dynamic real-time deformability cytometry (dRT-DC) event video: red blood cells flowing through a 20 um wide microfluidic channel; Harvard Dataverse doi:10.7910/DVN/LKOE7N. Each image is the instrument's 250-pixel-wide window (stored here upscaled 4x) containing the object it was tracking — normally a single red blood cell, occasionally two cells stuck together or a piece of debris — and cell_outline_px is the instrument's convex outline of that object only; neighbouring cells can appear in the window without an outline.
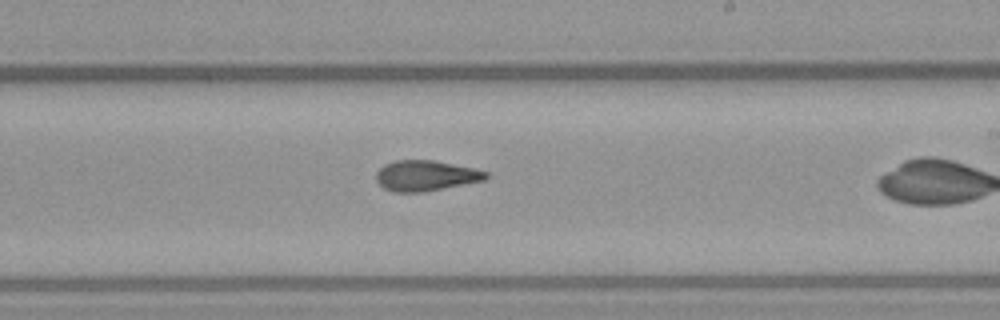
{"species": "common noctule bat (a hibernating species)", "species_latin": "Nyctalus noctula", "temperature_condition": "warm", "stored_images_in_passage": 37, "camera_frame_rate_fps": 3000, "um_per_image_px": 0.085, "animal": {"sex": "female", "body_mass_g": 21.9}, "frame": {"image": 1, "passage_image": 27, "time_ms": 8.667, "image_size_px": [1000, 320], "cell_outline_px": [[488, 176], [484, 180], [424, 192], [392, 192], [384, 188], [376, 180], [376, 172], [384, 164], [396, 160], [432, 160], [472, 168], [488, 172]], "centroid_in_image_um": [36.15, 14.93], "position_along_channel_um": 252.9, "area_um2": 19.36}}
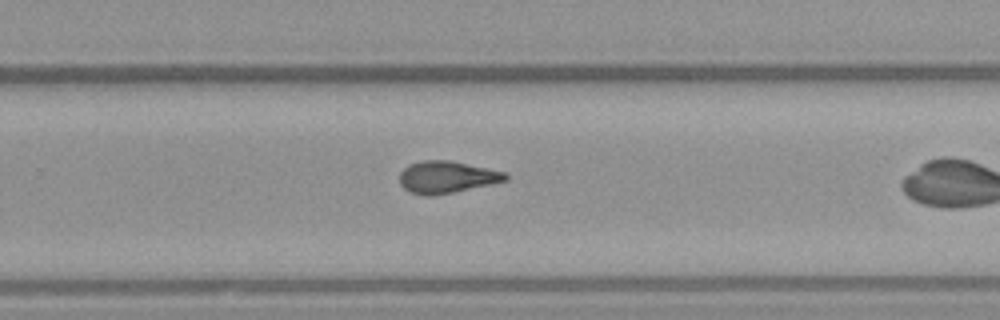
{"frame": {"image": 2, "passage_image": 30, "time_ms": 9.667, "image_size_px": [1000, 320], "cell_outline_px": [[508, 180], [452, 192], [432, 196], [428, 196], [412, 192], [404, 188], [400, 184], [400, 172], [408, 164], [424, 160], [452, 160], [504, 172], [508, 176]], "centroid_in_image_um": [37.95, 15.04], "position_along_channel_um": 291.9, "area_um2": 19.54}}
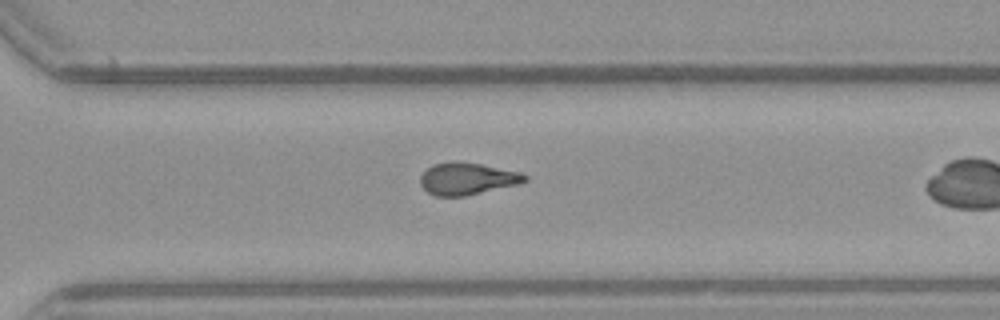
{"frame": {"image": 3, "passage_image": 33, "time_ms": 10.667, "image_size_px": [1000, 320], "cell_outline_px": [[528, 180], [520, 184], [464, 196], [436, 196], [428, 192], [420, 184], [420, 176], [432, 164], [456, 160], [480, 164], [520, 172], [528, 176]], "centroid_in_image_um": [39.72, 15.18], "position_along_channel_um": 330.9, "area_um2": 19.59}}